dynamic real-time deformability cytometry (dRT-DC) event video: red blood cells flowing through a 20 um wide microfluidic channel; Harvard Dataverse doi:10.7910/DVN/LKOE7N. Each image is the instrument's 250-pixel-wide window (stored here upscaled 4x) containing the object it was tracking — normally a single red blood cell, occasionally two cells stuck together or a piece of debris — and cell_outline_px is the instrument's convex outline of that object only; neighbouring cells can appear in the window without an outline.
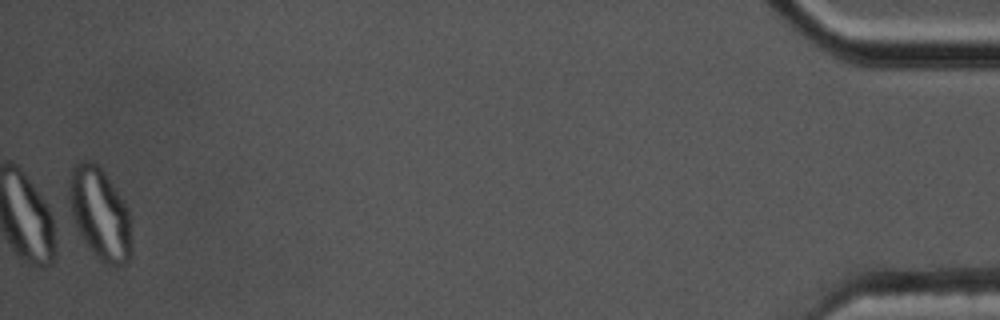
{"species": "common noctule bat (a hibernating species)", "species_latin": "Nyctalus noctula", "temperature_condition": "cold", "stored_images_in_passage": 38, "segment_of_instrument_passage": [2, 2], "camera_frame_rate_fps": 3000, "um_per_image_px": 0.085, "animal": {"sex": "male", "body_mass_g": 17.5, "forearm_length_mm": 52.3}, "frame": {"image": 1, "passage_image": 38, "time_ms": 12.333, "image_size_px": [1000, 320], "cell_outline_px": [[132, 252], [128, 264], [120, 268], [116, 268], [104, 264], [88, 248], [80, 236], [68, 216], [68, 180], [72, 164], [84, 160], [92, 160], [104, 172], [124, 200], [128, 208], [132, 248]], "centroid_in_image_um": [8.45, 18.2], "position_along_channel_um": 426.8, "area_um2": 34.8}}